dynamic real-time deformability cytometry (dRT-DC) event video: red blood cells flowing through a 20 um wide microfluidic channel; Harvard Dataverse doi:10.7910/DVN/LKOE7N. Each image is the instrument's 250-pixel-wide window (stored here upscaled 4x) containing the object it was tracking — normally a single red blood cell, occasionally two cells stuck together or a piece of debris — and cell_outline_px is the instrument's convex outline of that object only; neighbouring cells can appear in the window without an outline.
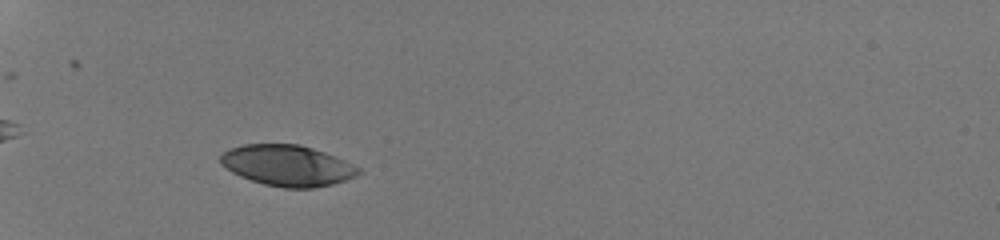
{"species": "human", "species_latin": "Homo sapiens", "temperature_condition": "room temperature", "stored_images_in_passage": 41, "camera_frame_rate_fps": 3000, "um_per_image_px": 0.085, "donor": {"sex": "male"}, "frame": {"image": 1, "passage_image": 12, "time_ms": 3.667, "image_size_px": [1000, 240], "cell_outline_px": [[360, 172], [356, 176], [332, 184], [312, 188], [284, 188], [264, 184], [240, 176], [232, 172], [220, 164], [220, 156], [228, 148], [244, 144], [300, 144], [324, 152], [344, 160], [360, 168]], "centroid_in_image_um": [24.4, 14.06], "position_along_channel_um": 60.6, "area_um2": 32.77}}
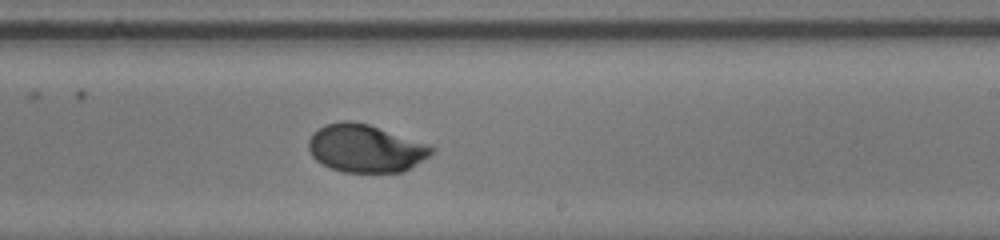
{"frame": {"image": 2, "passage_image": 28, "time_ms": 9.0, "image_size_px": [1000, 240], "cell_outline_px": [[436, 148], [428, 156], [404, 172], [344, 172], [332, 168], [316, 160], [312, 156], [308, 148], [308, 140], [324, 124], [344, 120], [348, 120], [368, 124], [428, 144]], "centroid_in_image_um": [31.07, 12.61], "position_along_channel_um": 257.9, "area_um2": 33.93}}
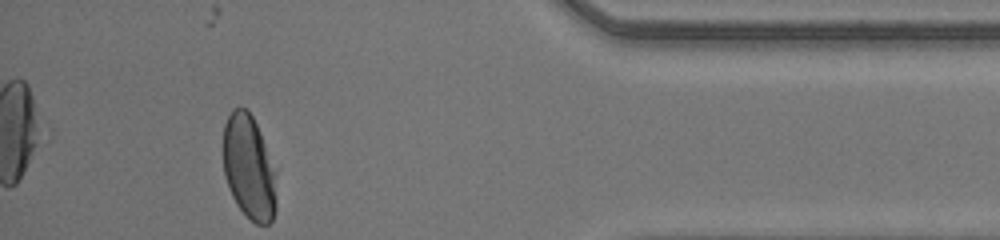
{"frame": {"image": 3, "passage_image": 41, "time_ms": 13.333, "image_size_px": [1000, 240], "cell_outline_px": [[276, 208], [272, 220], [268, 224], [256, 224], [236, 204], [228, 188], [224, 176], [224, 124], [232, 108], [248, 108], [256, 124], [276, 168]], "centroid_in_image_um": [21.18, 14.22], "position_along_channel_um": 414.0, "area_um2": 32.54}, "authors_computed_cell_mechanics": {"area_um2": 34.102, "velocity_mm_per_s": 4.2389, "shape_relaxation_time_tau1_ms": 2.9355, "shape_relaxation_time_tau2_ms": null, "deformation_change_tau1": 0.1765, "deformation_change_tau2": null}}